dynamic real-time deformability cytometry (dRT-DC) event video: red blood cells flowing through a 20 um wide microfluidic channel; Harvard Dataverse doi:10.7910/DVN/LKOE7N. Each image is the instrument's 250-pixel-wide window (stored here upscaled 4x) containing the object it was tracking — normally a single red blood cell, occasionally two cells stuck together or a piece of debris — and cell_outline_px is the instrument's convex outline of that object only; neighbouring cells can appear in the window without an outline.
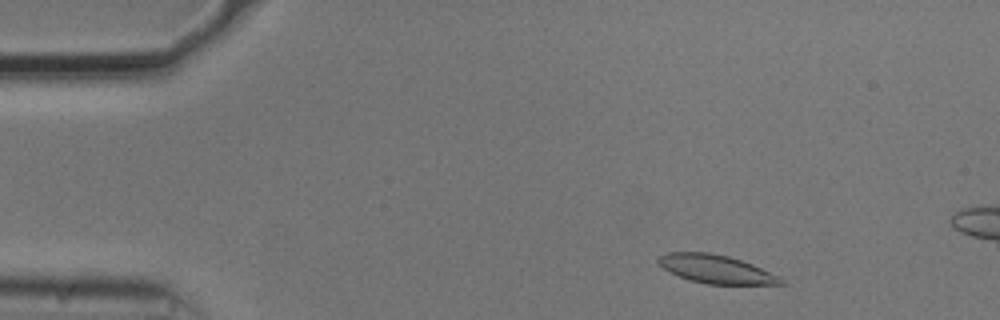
{"species": "common noctule bat (a hibernating species)", "species_latin": "Nyctalus noctula", "temperature_condition": "cold", "stored_images_in_passage": 49, "camera_frame_rate_fps": 3000, "um_per_image_px": 0.085, "animal": {"sex": "male", "body_mass_g": 20.5, "forearm_length_mm": 52.5}, "frame": {"image": 1, "passage_image": 2, "time_ms": 0.333, "image_size_px": [1000, 320], "cell_outline_px": [[788, 284], [708, 284], [692, 280], [680, 276], [664, 268], [656, 260], [660, 256], [668, 252], [708, 252], [728, 256], [752, 264], [780, 276]], "centroid_in_image_um": [60.91, 22.87], "position_along_channel_um": 24.1, "area_um2": 20.0}}
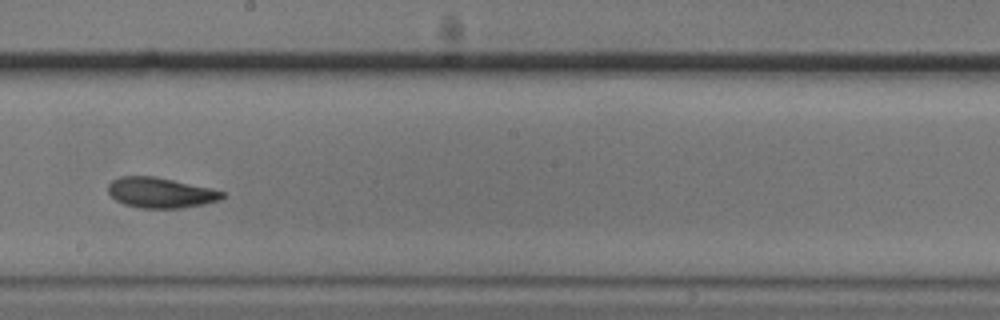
{"frame": {"image": 2, "passage_image": 25, "time_ms": 8.0, "image_size_px": [1000, 320], "cell_outline_px": [[224, 196], [220, 200], [204, 204], [180, 208], [140, 208], [124, 204], [116, 200], [108, 192], [108, 184], [112, 180], [120, 176], [156, 176], [212, 188], [224, 192]], "centroid_in_image_um": [13.65, 16.37], "position_along_channel_um": 234.6, "area_um2": 20.29}}
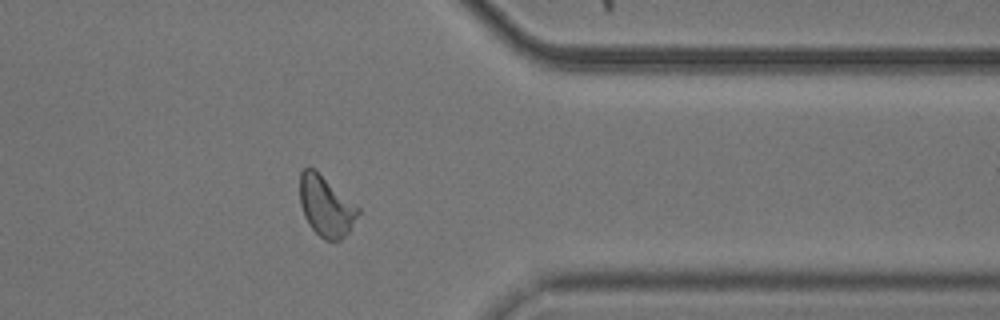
{"frame": {"image": 3, "passage_image": 38, "time_ms": 12.333, "image_size_px": [1000, 320], "cell_outline_px": [[360, 212], [348, 232], [340, 240], [324, 240], [308, 224], [304, 216], [300, 204], [300, 172], [304, 168], [312, 168], [356, 204], [360, 208]], "centroid_in_image_um": [27.7, 17.54], "position_along_channel_um": 383.7, "area_um2": 20.17}}